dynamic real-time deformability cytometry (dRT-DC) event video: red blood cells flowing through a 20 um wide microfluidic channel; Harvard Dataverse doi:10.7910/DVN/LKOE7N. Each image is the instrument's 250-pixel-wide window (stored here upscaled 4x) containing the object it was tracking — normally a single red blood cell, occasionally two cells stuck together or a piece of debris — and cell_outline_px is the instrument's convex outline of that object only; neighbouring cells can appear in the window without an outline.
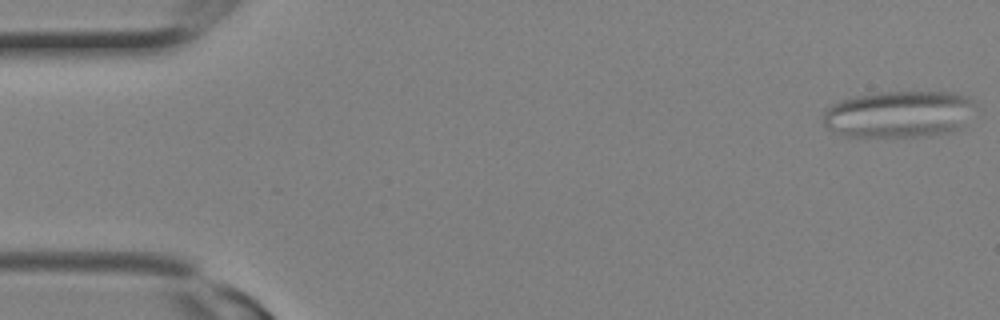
{"species": "Egyptian fruit bat (a non-hibernating species)", "species_latin": "Rousettus aegyptiacus", "temperature_condition": "room temperature", "stored_images_in_passage": 3, "segment_of_instrument_passage": [2, 2], "camera_frame_rate_fps": 3000, "um_per_image_px": 0.085, "animal": {"sex": "female"}, "frame": {"image": 1, "passage_image": 3, "time_ms": 0.667, "image_size_px": [1000, 320], "cell_outline_px": [[972, 104], [964, 128], [948, 132], [928, 136], [844, 136], [832, 132], [824, 124], [824, 112], [832, 104], [840, 100], [856, 96], [880, 92], [956, 92], [968, 96], [972, 100]], "centroid_in_image_um": [76.4, 9.7], "position_along_channel_um": 8.6, "area_um2": 41.38}}